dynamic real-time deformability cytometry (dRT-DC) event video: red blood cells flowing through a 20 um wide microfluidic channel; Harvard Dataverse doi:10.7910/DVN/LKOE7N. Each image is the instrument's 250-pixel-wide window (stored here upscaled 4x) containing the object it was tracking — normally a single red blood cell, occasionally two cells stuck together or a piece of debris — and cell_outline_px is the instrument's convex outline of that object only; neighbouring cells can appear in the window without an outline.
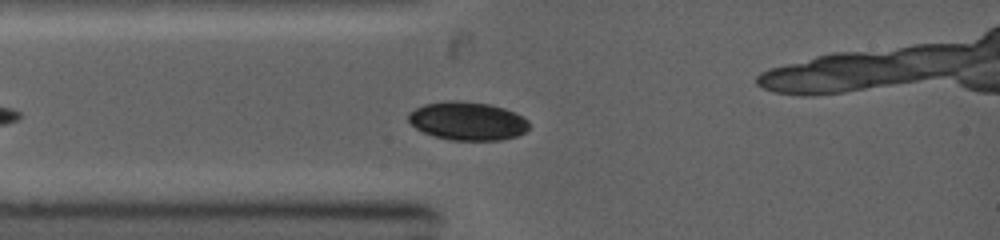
{"species": "common noctule bat (a hibernating species)", "species_latin": "Nyctalus noctula", "temperature_condition": "warm", "stored_images_in_passage": 26, "camera_frame_rate_fps": 5000, "um_per_image_px": 0.085, "animal": {"sex": "female", "body_mass_g": 19.0, "forearm_length_mm": 53.3}, "frame": {"image": 1, "passage_image": 5, "time_ms": 1.6, "image_size_px": [1000, 240], "cell_outline_px": [[528, 128], [524, 132], [516, 136], [500, 140], [452, 140], [436, 136], [424, 132], [416, 128], [408, 120], [408, 112], [424, 104], [448, 100], [460, 100], [488, 104], [504, 108], [528, 120]], "centroid_in_image_um": [39.71, 10.27], "position_along_channel_um": 45.3, "area_um2": 26.76}}